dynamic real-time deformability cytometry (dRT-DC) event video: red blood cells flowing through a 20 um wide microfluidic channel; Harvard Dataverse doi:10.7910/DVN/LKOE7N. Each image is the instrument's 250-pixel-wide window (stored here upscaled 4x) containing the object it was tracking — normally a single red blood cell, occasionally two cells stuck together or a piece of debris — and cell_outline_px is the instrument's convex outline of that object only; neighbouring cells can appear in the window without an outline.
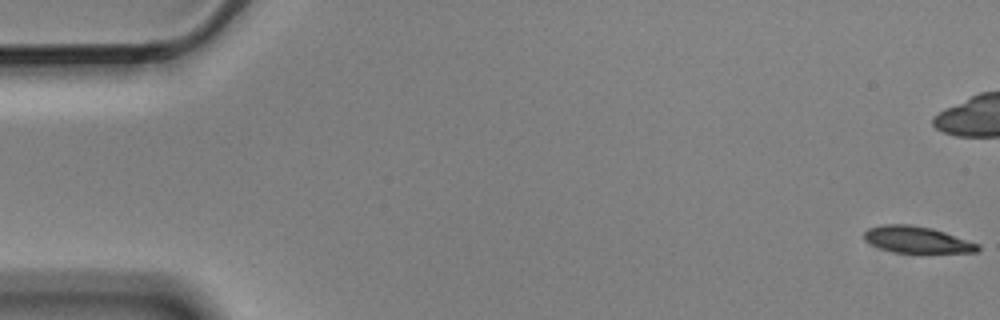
{"species": "Egyptian fruit bat (a non-hibernating species)", "species_latin": "Rousettus aegyptiacus", "temperature_condition": "cold", "stored_images_in_passage": 8, "camera_frame_rate_fps": 3000, "um_per_image_px": 0.085, "animal": {"sex": "male"}, "frame": {"image": 1, "passage_image": 1, "time_ms": 0.0, "image_size_px": [1000, 320], "cell_outline_px": [[980, 248], [976, 252], [892, 252], [880, 248], [864, 240], [864, 232], [868, 228], [884, 224], [912, 224], [932, 228], [980, 244]], "centroid_in_image_um": [77.92, 20.36], "position_along_channel_um": 7.1, "area_um2": 17.46}}
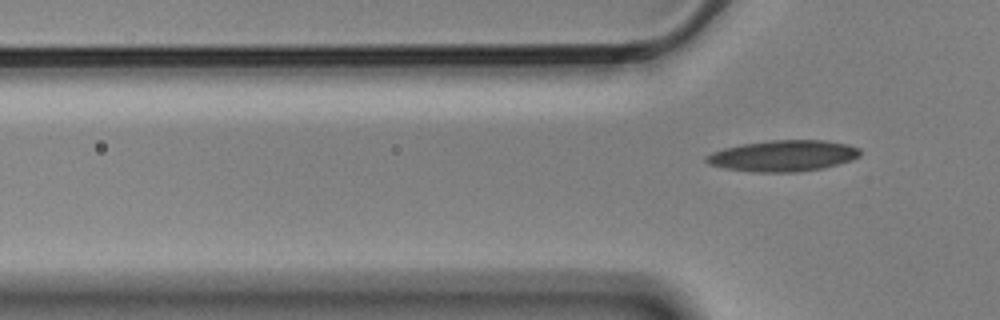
{"frame": {"image": 2, "passage_image": 8, "time_ms": 2.333, "image_size_px": [1000, 320], "cell_outline_px": [[860, 156], [852, 160], [824, 168], [796, 172], [756, 172], [724, 168], [708, 164], [704, 160], [704, 156], [712, 152], [724, 148], [740, 144], [772, 140], [824, 140], [848, 144], [860, 148]], "centroid_in_image_um": [66.56, 13.24], "position_along_channel_um": 59.2, "area_um2": 28.09}}